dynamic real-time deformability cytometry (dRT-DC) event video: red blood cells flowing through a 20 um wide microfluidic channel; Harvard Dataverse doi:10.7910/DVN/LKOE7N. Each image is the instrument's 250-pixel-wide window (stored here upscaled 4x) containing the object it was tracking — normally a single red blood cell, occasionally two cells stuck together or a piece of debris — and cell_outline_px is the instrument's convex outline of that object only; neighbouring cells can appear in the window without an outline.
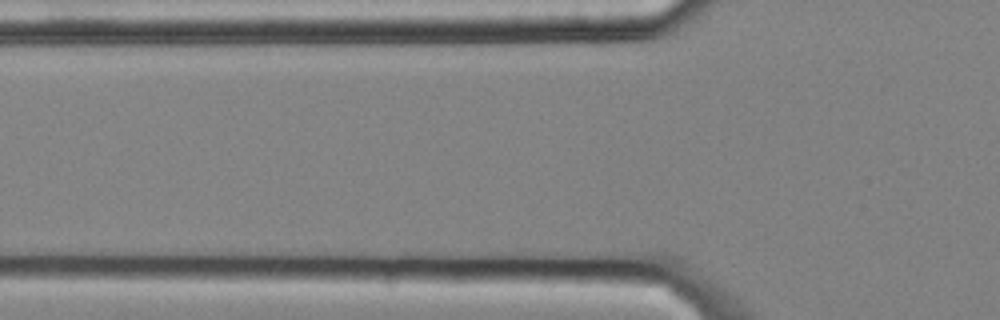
{"species": "common noctule bat (a hibernating species)", "species_latin": "Nyctalus noctula", "temperature_condition": "cold", "stored_images_in_passage": 4, "camera_frame_rate_fps": 3000, "um_per_image_px": 0.085, "animal": {"sex": "male", "body_mass_g": 20.4}, "frame": {"image": 1, "passage_image": 2, "time_ms": 0.333, "image_size_px": [1000, 320], "cell_outline_px": [[640, 240], [628, 244], [548, 244], [508, 240], [508, 236], [520, 228], [612, 232], [636, 236]], "centroid_in_image_um": [48.49, 20.15], "position_along_channel_um": 77.3, "area_um2": 11.5}}